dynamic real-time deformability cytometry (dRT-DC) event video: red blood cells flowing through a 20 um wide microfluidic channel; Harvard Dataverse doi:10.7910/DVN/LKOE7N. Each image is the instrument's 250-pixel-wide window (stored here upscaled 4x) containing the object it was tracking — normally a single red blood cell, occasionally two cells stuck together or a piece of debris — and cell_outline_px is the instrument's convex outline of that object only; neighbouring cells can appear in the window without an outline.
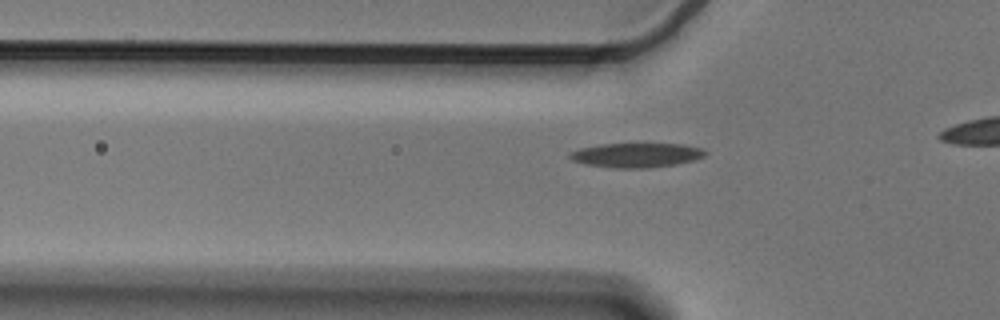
{"species": "Egyptian fruit bat (a non-hibernating species)", "species_latin": "Rousettus aegyptiacus", "temperature_condition": "cold", "stored_images_in_passage": 24, "camera_frame_rate_fps": 3000, "um_per_image_px": 0.085, "animal": {"sex": "male"}, "frame": {"image": 1, "passage_image": 14, "time_ms": 4.333, "image_size_px": [1000, 320], "cell_outline_px": [[708, 152], [704, 156], [696, 160], [676, 164], [648, 168], [616, 168], [584, 164], [572, 160], [568, 156], [568, 152], [580, 148], [600, 144], [684, 144], [704, 148]], "centroid_in_image_um": [54.11, 13.18], "position_along_channel_um": 71.7, "area_um2": 19.48}}
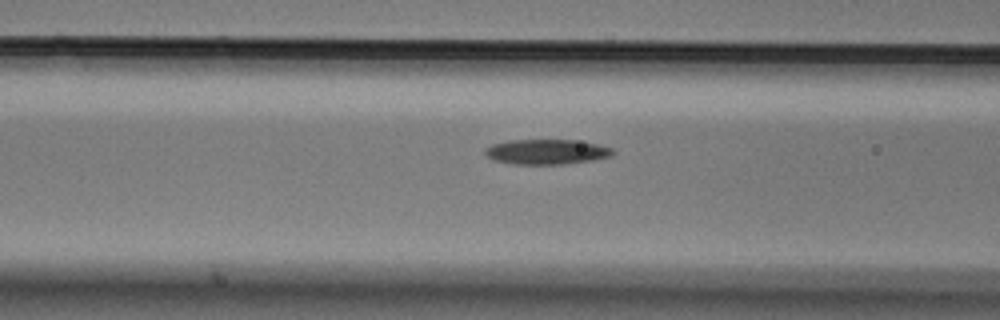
{"frame": {"image": 2, "passage_image": 18, "time_ms": 5.667, "image_size_px": [1000, 320], "cell_outline_px": [[616, 152], [612, 156], [592, 160], [564, 164], [512, 164], [492, 160], [484, 152], [484, 148], [492, 144], [508, 140], [572, 140], [596, 144], [616, 148]], "centroid_in_image_um": [46.47, 12.9], "position_along_channel_um": 120.1, "area_um2": 18.79}}
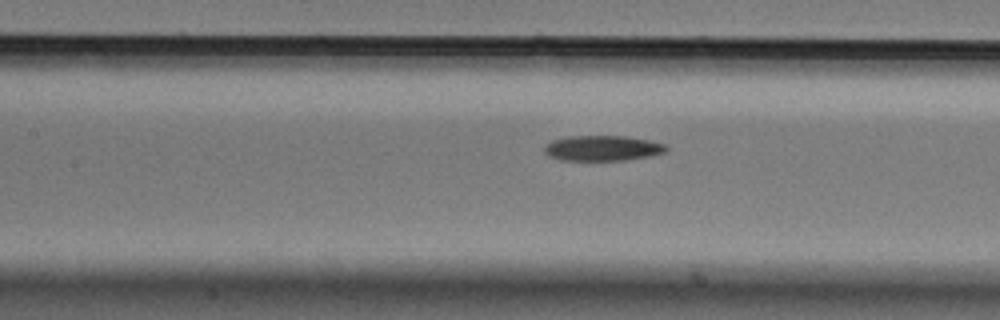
{"frame": {"image": 3, "passage_image": 21, "time_ms": 6.667, "image_size_px": [1000, 320], "cell_outline_px": [[668, 148], [664, 152], [652, 156], [624, 160], [560, 160], [548, 156], [544, 152], [544, 144], [552, 140], [568, 136], [624, 136], [648, 140], [668, 144]], "centroid_in_image_um": [51.2, 12.59], "position_along_channel_um": 156.2, "area_um2": 18.15}}